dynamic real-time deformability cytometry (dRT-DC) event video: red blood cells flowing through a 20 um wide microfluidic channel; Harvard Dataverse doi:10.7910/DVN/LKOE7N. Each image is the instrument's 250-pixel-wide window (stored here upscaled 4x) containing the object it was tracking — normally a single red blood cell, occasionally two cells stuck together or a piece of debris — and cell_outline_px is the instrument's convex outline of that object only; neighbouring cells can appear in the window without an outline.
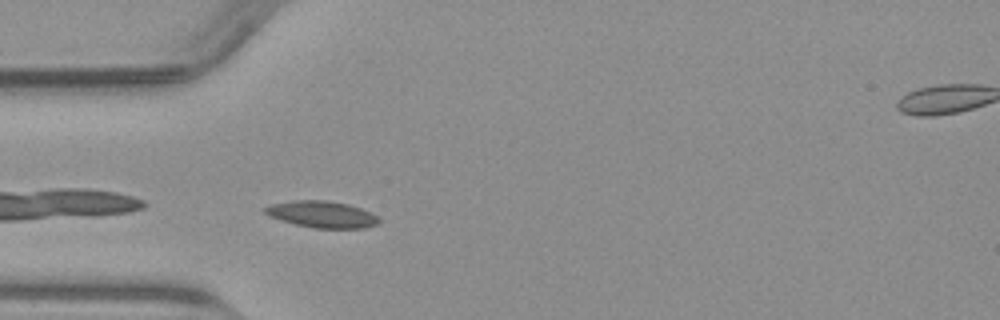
{"species": "common noctule bat (a hibernating species)", "species_latin": "Nyctalus noctula", "temperature_condition": "warm", "stored_images_in_passage": 32, "camera_frame_rate_fps": 3000, "um_per_image_px": 0.085, "animal": {"sex": "male", "body_mass_g": 23.1, "forearm_length_mm": 52.7}, "frame": {"image": 1, "passage_image": 1, "time_ms": 0.0, "image_size_px": [1000, 320], "cell_outline_px": [[380, 224], [364, 228], [316, 228], [296, 224], [280, 220], [264, 212], [264, 208], [272, 204], [292, 200], [328, 200], [348, 204], [360, 208], [380, 216]], "centroid_in_image_um": [27.43, 18.22], "position_along_channel_um": 57.6, "area_um2": 17.69}}
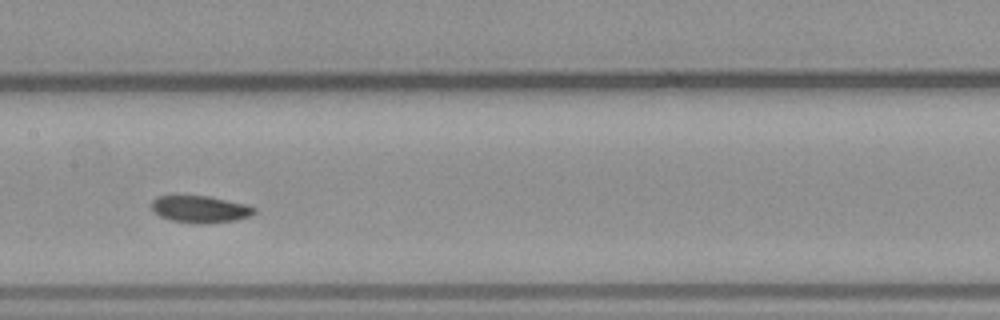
{"frame": {"image": 2, "passage_image": 11, "time_ms": 3.333, "image_size_px": [1000, 320], "cell_outline_px": [[256, 212], [252, 216], [236, 220], [172, 220], [160, 216], [152, 212], [152, 200], [156, 196], [208, 196], [244, 204], [256, 208]], "centroid_in_image_um": [17.0, 17.72], "position_along_channel_um": 190.4, "area_um2": 15.14}}
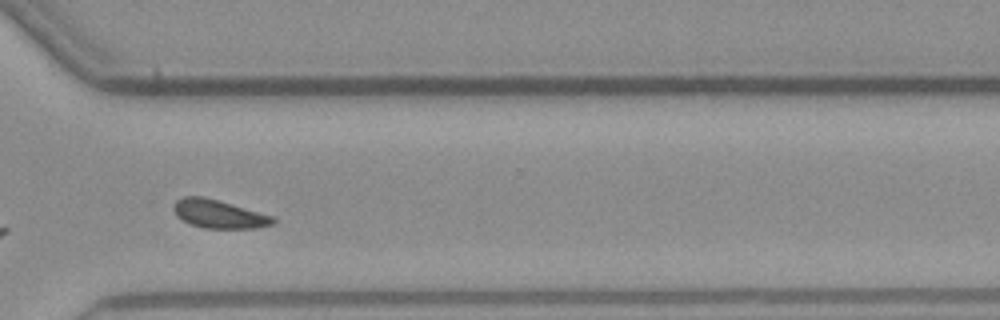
{"frame": {"image": 3, "passage_image": 23, "time_ms": 7.333, "image_size_px": [1000, 320], "cell_outline_px": [[276, 224], [256, 228], [204, 228], [192, 224], [176, 216], [172, 208], [172, 204], [176, 200], [184, 196], [204, 196], [276, 216]], "centroid_in_image_um": [18.64, 18.18], "position_along_channel_um": 352.0, "area_um2": 16.7}}